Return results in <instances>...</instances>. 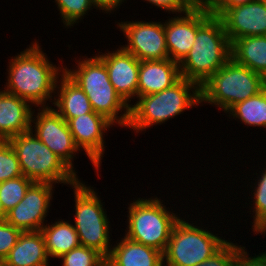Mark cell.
<instances>
[{"instance_id": "cell-23", "label": "cell", "mask_w": 266, "mask_h": 266, "mask_svg": "<svg viewBox=\"0 0 266 266\" xmlns=\"http://www.w3.org/2000/svg\"><path fill=\"white\" fill-rule=\"evenodd\" d=\"M40 231L49 258H60L63 254L80 246L76 229L69 221L57 220L51 225L44 224Z\"/></svg>"}, {"instance_id": "cell-9", "label": "cell", "mask_w": 266, "mask_h": 266, "mask_svg": "<svg viewBox=\"0 0 266 266\" xmlns=\"http://www.w3.org/2000/svg\"><path fill=\"white\" fill-rule=\"evenodd\" d=\"M228 240L207 228L179 219L174 225L163 253L165 266H196L215 254Z\"/></svg>"}, {"instance_id": "cell-10", "label": "cell", "mask_w": 266, "mask_h": 266, "mask_svg": "<svg viewBox=\"0 0 266 266\" xmlns=\"http://www.w3.org/2000/svg\"><path fill=\"white\" fill-rule=\"evenodd\" d=\"M37 110L38 115H34L35 110L32 114L31 123L35 125H31V131L76 174L72 161L80 149L74 141L67 121L54 108L49 107L48 103L46 107Z\"/></svg>"}, {"instance_id": "cell-22", "label": "cell", "mask_w": 266, "mask_h": 266, "mask_svg": "<svg viewBox=\"0 0 266 266\" xmlns=\"http://www.w3.org/2000/svg\"><path fill=\"white\" fill-rule=\"evenodd\" d=\"M231 58L266 79V35L236 39L231 44Z\"/></svg>"}, {"instance_id": "cell-15", "label": "cell", "mask_w": 266, "mask_h": 266, "mask_svg": "<svg viewBox=\"0 0 266 266\" xmlns=\"http://www.w3.org/2000/svg\"><path fill=\"white\" fill-rule=\"evenodd\" d=\"M219 18L231 44L241 37L266 35V3L263 0L229 8Z\"/></svg>"}, {"instance_id": "cell-1", "label": "cell", "mask_w": 266, "mask_h": 266, "mask_svg": "<svg viewBox=\"0 0 266 266\" xmlns=\"http://www.w3.org/2000/svg\"><path fill=\"white\" fill-rule=\"evenodd\" d=\"M40 47L35 41L29 48L11 58L4 91L27 100L36 107H46V102L50 100L53 105L52 93L56 91L57 80L64 68L53 65Z\"/></svg>"}, {"instance_id": "cell-21", "label": "cell", "mask_w": 266, "mask_h": 266, "mask_svg": "<svg viewBox=\"0 0 266 266\" xmlns=\"http://www.w3.org/2000/svg\"><path fill=\"white\" fill-rule=\"evenodd\" d=\"M4 260L6 266H48L49 257L41 231L22 232Z\"/></svg>"}, {"instance_id": "cell-26", "label": "cell", "mask_w": 266, "mask_h": 266, "mask_svg": "<svg viewBox=\"0 0 266 266\" xmlns=\"http://www.w3.org/2000/svg\"><path fill=\"white\" fill-rule=\"evenodd\" d=\"M58 259H62V266H106V258L101 253L82 245Z\"/></svg>"}, {"instance_id": "cell-25", "label": "cell", "mask_w": 266, "mask_h": 266, "mask_svg": "<svg viewBox=\"0 0 266 266\" xmlns=\"http://www.w3.org/2000/svg\"><path fill=\"white\" fill-rule=\"evenodd\" d=\"M32 183L33 181L24 175L0 182V201L6 213L24 198Z\"/></svg>"}, {"instance_id": "cell-5", "label": "cell", "mask_w": 266, "mask_h": 266, "mask_svg": "<svg viewBox=\"0 0 266 266\" xmlns=\"http://www.w3.org/2000/svg\"><path fill=\"white\" fill-rule=\"evenodd\" d=\"M266 79L230 58L201 87V103H210L225 113L235 104L258 94Z\"/></svg>"}, {"instance_id": "cell-33", "label": "cell", "mask_w": 266, "mask_h": 266, "mask_svg": "<svg viewBox=\"0 0 266 266\" xmlns=\"http://www.w3.org/2000/svg\"><path fill=\"white\" fill-rule=\"evenodd\" d=\"M245 247H240L236 253L235 266H266V254L261 253L260 255H255L249 257L248 252L245 251Z\"/></svg>"}, {"instance_id": "cell-17", "label": "cell", "mask_w": 266, "mask_h": 266, "mask_svg": "<svg viewBox=\"0 0 266 266\" xmlns=\"http://www.w3.org/2000/svg\"><path fill=\"white\" fill-rule=\"evenodd\" d=\"M181 78L179 63L169 58L140 61L137 98L170 88Z\"/></svg>"}, {"instance_id": "cell-7", "label": "cell", "mask_w": 266, "mask_h": 266, "mask_svg": "<svg viewBox=\"0 0 266 266\" xmlns=\"http://www.w3.org/2000/svg\"><path fill=\"white\" fill-rule=\"evenodd\" d=\"M162 203L158 197L138 198L130 203L125 236L164 253L172 229L181 217L169 211Z\"/></svg>"}, {"instance_id": "cell-4", "label": "cell", "mask_w": 266, "mask_h": 266, "mask_svg": "<svg viewBox=\"0 0 266 266\" xmlns=\"http://www.w3.org/2000/svg\"><path fill=\"white\" fill-rule=\"evenodd\" d=\"M137 100L134 105L130 104L128 123V128L136 131L135 133L162 124L191 109L192 106L201 104L200 87L194 82L181 78L170 88L139 96Z\"/></svg>"}, {"instance_id": "cell-6", "label": "cell", "mask_w": 266, "mask_h": 266, "mask_svg": "<svg viewBox=\"0 0 266 266\" xmlns=\"http://www.w3.org/2000/svg\"><path fill=\"white\" fill-rule=\"evenodd\" d=\"M22 174L33 182L63 183L71 187L80 179L31 130L10 138Z\"/></svg>"}, {"instance_id": "cell-20", "label": "cell", "mask_w": 266, "mask_h": 266, "mask_svg": "<svg viewBox=\"0 0 266 266\" xmlns=\"http://www.w3.org/2000/svg\"><path fill=\"white\" fill-rule=\"evenodd\" d=\"M58 80L55 88L57 89L55 93L58 95H54V97H58L54 98L53 104L57 107L55 111L65 121L68 122L71 118L94 112L87 95L65 72H62L61 78Z\"/></svg>"}, {"instance_id": "cell-39", "label": "cell", "mask_w": 266, "mask_h": 266, "mask_svg": "<svg viewBox=\"0 0 266 266\" xmlns=\"http://www.w3.org/2000/svg\"><path fill=\"white\" fill-rule=\"evenodd\" d=\"M6 142V140L0 136V147Z\"/></svg>"}, {"instance_id": "cell-3", "label": "cell", "mask_w": 266, "mask_h": 266, "mask_svg": "<svg viewBox=\"0 0 266 266\" xmlns=\"http://www.w3.org/2000/svg\"><path fill=\"white\" fill-rule=\"evenodd\" d=\"M76 62L78 65L75 70L65 66L64 72L84 91L94 112L102 114L113 124L127 127L130 105L115 91L104 61L95 54L91 58L86 57ZM118 112L122 114L118 116Z\"/></svg>"}, {"instance_id": "cell-37", "label": "cell", "mask_w": 266, "mask_h": 266, "mask_svg": "<svg viewBox=\"0 0 266 266\" xmlns=\"http://www.w3.org/2000/svg\"><path fill=\"white\" fill-rule=\"evenodd\" d=\"M254 232H256L257 234L261 233L263 235H266V218L263 219L254 229H253ZM262 253H265L266 254V251L265 252H262Z\"/></svg>"}, {"instance_id": "cell-38", "label": "cell", "mask_w": 266, "mask_h": 266, "mask_svg": "<svg viewBox=\"0 0 266 266\" xmlns=\"http://www.w3.org/2000/svg\"><path fill=\"white\" fill-rule=\"evenodd\" d=\"M6 217H7V213L3 209L1 201H0V221L6 220Z\"/></svg>"}, {"instance_id": "cell-2", "label": "cell", "mask_w": 266, "mask_h": 266, "mask_svg": "<svg viewBox=\"0 0 266 266\" xmlns=\"http://www.w3.org/2000/svg\"><path fill=\"white\" fill-rule=\"evenodd\" d=\"M231 58V42L222 20L211 15L198 29L194 44L179 63L181 77L201 87Z\"/></svg>"}, {"instance_id": "cell-19", "label": "cell", "mask_w": 266, "mask_h": 266, "mask_svg": "<svg viewBox=\"0 0 266 266\" xmlns=\"http://www.w3.org/2000/svg\"><path fill=\"white\" fill-rule=\"evenodd\" d=\"M123 237L111 248L106 266H164L161 251Z\"/></svg>"}, {"instance_id": "cell-34", "label": "cell", "mask_w": 266, "mask_h": 266, "mask_svg": "<svg viewBox=\"0 0 266 266\" xmlns=\"http://www.w3.org/2000/svg\"><path fill=\"white\" fill-rule=\"evenodd\" d=\"M253 0H221L210 12L220 17L227 9L249 3Z\"/></svg>"}, {"instance_id": "cell-12", "label": "cell", "mask_w": 266, "mask_h": 266, "mask_svg": "<svg viewBox=\"0 0 266 266\" xmlns=\"http://www.w3.org/2000/svg\"><path fill=\"white\" fill-rule=\"evenodd\" d=\"M54 184L33 182L24 198L7 212L6 221L21 232L40 231L53 198Z\"/></svg>"}, {"instance_id": "cell-16", "label": "cell", "mask_w": 266, "mask_h": 266, "mask_svg": "<svg viewBox=\"0 0 266 266\" xmlns=\"http://www.w3.org/2000/svg\"><path fill=\"white\" fill-rule=\"evenodd\" d=\"M98 56L104 61L109 80L115 91L130 105V99L134 96L137 98L140 60L122 47L112 52L98 54Z\"/></svg>"}, {"instance_id": "cell-24", "label": "cell", "mask_w": 266, "mask_h": 266, "mask_svg": "<svg viewBox=\"0 0 266 266\" xmlns=\"http://www.w3.org/2000/svg\"><path fill=\"white\" fill-rule=\"evenodd\" d=\"M226 113L250 127L266 128V87L258 94L235 104Z\"/></svg>"}, {"instance_id": "cell-27", "label": "cell", "mask_w": 266, "mask_h": 266, "mask_svg": "<svg viewBox=\"0 0 266 266\" xmlns=\"http://www.w3.org/2000/svg\"><path fill=\"white\" fill-rule=\"evenodd\" d=\"M55 2L62 22L68 28L83 19L82 17L88 13L89 9L95 8L92 0H55Z\"/></svg>"}, {"instance_id": "cell-35", "label": "cell", "mask_w": 266, "mask_h": 266, "mask_svg": "<svg viewBox=\"0 0 266 266\" xmlns=\"http://www.w3.org/2000/svg\"><path fill=\"white\" fill-rule=\"evenodd\" d=\"M124 1L125 0H92L95 9L98 8L99 10H103L107 14L114 11L115 8L117 9L118 6L120 7V5L123 4L122 2Z\"/></svg>"}, {"instance_id": "cell-18", "label": "cell", "mask_w": 266, "mask_h": 266, "mask_svg": "<svg viewBox=\"0 0 266 266\" xmlns=\"http://www.w3.org/2000/svg\"><path fill=\"white\" fill-rule=\"evenodd\" d=\"M31 106L27 100L0 90V136L8 141L31 130Z\"/></svg>"}, {"instance_id": "cell-36", "label": "cell", "mask_w": 266, "mask_h": 266, "mask_svg": "<svg viewBox=\"0 0 266 266\" xmlns=\"http://www.w3.org/2000/svg\"><path fill=\"white\" fill-rule=\"evenodd\" d=\"M221 0H190L193 8L211 11Z\"/></svg>"}, {"instance_id": "cell-40", "label": "cell", "mask_w": 266, "mask_h": 266, "mask_svg": "<svg viewBox=\"0 0 266 266\" xmlns=\"http://www.w3.org/2000/svg\"><path fill=\"white\" fill-rule=\"evenodd\" d=\"M0 266H6L5 260L3 258H0Z\"/></svg>"}, {"instance_id": "cell-14", "label": "cell", "mask_w": 266, "mask_h": 266, "mask_svg": "<svg viewBox=\"0 0 266 266\" xmlns=\"http://www.w3.org/2000/svg\"><path fill=\"white\" fill-rule=\"evenodd\" d=\"M184 15L169 18L164 23L169 59L177 63H180L189 53L194 44L197 29L212 14L208 10L192 8L189 12L184 13Z\"/></svg>"}, {"instance_id": "cell-31", "label": "cell", "mask_w": 266, "mask_h": 266, "mask_svg": "<svg viewBox=\"0 0 266 266\" xmlns=\"http://www.w3.org/2000/svg\"><path fill=\"white\" fill-rule=\"evenodd\" d=\"M21 233L19 229L6 220L0 221V258L4 259L8 255Z\"/></svg>"}, {"instance_id": "cell-13", "label": "cell", "mask_w": 266, "mask_h": 266, "mask_svg": "<svg viewBox=\"0 0 266 266\" xmlns=\"http://www.w3.org/2000/svg\"><path fill=\"white\" fill-rule=\"evenodd\" d=\"M67 123L76 145L85 151L98 172L105 151L103 135L115 124L96 112L71 118Z\"/></svg>"}, {"instance_id": "cell-8", "label": "cell", "mask_w": 266, "mask_h": 266, "mask_svg": "<svg viewBox=\"0 0 266 266\" xmlns=\"http://www.w3.org/2000/svg\"><path fill=\"white\" fill-rule=\"evenodd\" d=\"M75 197V225L80 245L97 250L105 258L111 251L110 221L98 193L80 180L72 186Z\"/></svg>"}, {"instance_id": "cell-11", "label": "cell", "mask_w": 266, "mask_h": 266, "mask_svg": "<svg viewBox=\"0 0 266 266\" xmlns=\"http://www.w3.org/2000/svg\"><path fill=\"white\" fill-rule=\"evenodd\" d=\"M118 27L128 39L127 45H123L122 48L133 54L138 60L169 58L163 22L125 21L119 22Z\"/></svg>"}, {"instance_id": "cell-29", "label": "cell", "mask_w": 266, "mask_h": 266, "mask_svg": "<svg viewBox=\"0 0 266 266\" xmlns=\"http://www.w3.org/2000/svg\"><path fill=\"white\" fill-rule=\"evenodd\" d=\"M264 171L261 169L262 173H260L261 177H256L259 178L257 179L258 182H256L257 184L254 183V185H256L252 190L254 197L253 201L254 202V206H253V214L255 213V215L253 216V228L254 229L263 219L266 218V168H263Z\"/></svg>"}, {"instance_id": "cell-28", "label": "cell", "mask_w": 266, "mask_h": 266, "mask_svg": "<svg viewBox=\"0 0 266 266\" xmlns=\"http://www.w3.org/2000/svg\"><path fill=\"white\" fill-rule=\"evenodd\" d=\"M22 171L13 147L6 141L0 147V182L22 176Z\"/></svg>"}, {"instance_id": "cell-30", "label": "cell", "mask_w": 266, "mask_h": 266, "mask_svg": "<svg viewBox=\"0 0 266 266\" xmlns=\"http://www.w3.org/2000/svg\"><path fill=\"white\" fill-rule=\"evenodd\" d=\"M231 241H227L215 254L196 266H235L238 248Z\"/></svg>"}, {"instance_id": "cell-32", "label": "cell", "mask_w": 266, "mask_h": 266, "mask_svg": "<svg viewBox=\"0 0 266 266\" xmlns=\"http://www.w3.org/2000/svg\"><path fill=\"white\" fill-rule=\"evenodd\" d=\"M151 5H155L157 8H161L166 12L168 11L170 13L173 12L175 14L180 13H187L189 12L193 7L191 5L190 0H145Z\"/></svg>"}]
</instances>
